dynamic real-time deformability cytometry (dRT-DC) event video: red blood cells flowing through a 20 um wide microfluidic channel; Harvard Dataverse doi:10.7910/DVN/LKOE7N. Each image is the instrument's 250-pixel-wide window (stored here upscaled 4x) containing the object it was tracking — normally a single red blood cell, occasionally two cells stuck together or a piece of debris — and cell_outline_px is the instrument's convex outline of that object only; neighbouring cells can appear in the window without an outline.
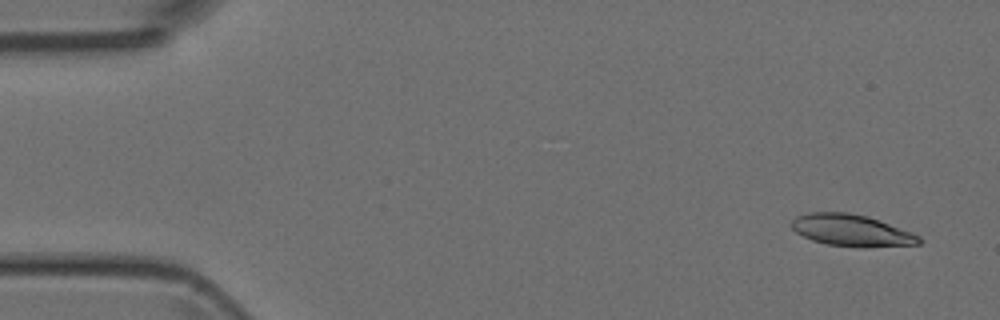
{"species": "Egyptian fruit bat (a non-hibernating species)", "species_latin": "Rousettus aegyptiacus", "temperature_condition": "room temperature", "stored_images_in_passage": 4, "camera_frame_rate_fps": 3000, "um_per_image_px": 0.085, "animal": {"sex": "female"}, "frame": {"image": 1, "passage_image": 1, "time_ms": 0.0, "image_size_px": [1000, 320], "cell_outline_px": [[924, 240], [920, 244], [864, 248], [828, 244], [812, 240], [796, 232], [792, 228], [792, 220], [796, 216], [808, 212], [848, 212], [868, 216], [912, 232], [920, 236]], "centroid_in_image_um": [72.42, 19.58], "position_along_channel_um": 12.6, "area_um2": 23.76}}
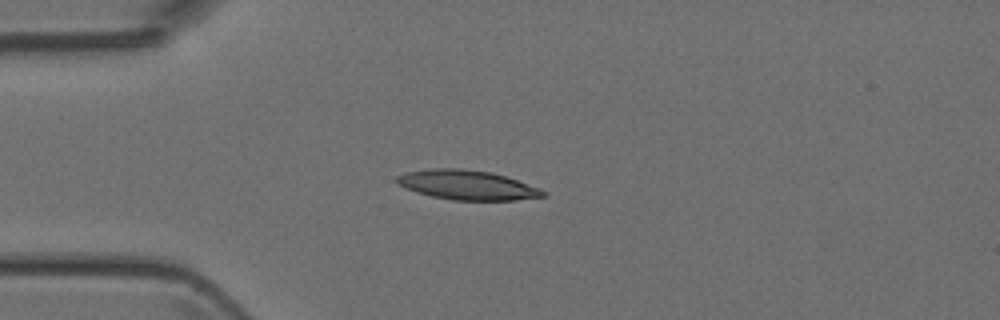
{"frame": {"image": 2, "passage_image": 4, "time_ms": 3.333, "image_size_px": [1000, 320], "cell_outline_px": [[548, 196], [516, 200], [452, 200], [432, 196], [416, 192], [404, 188], [396, 184], [392, 180], [396, 176], [404, 172], [432, 168], [460, 168], [492, 172], [540, 188]], "centroid_in_image_um": [39.64, 15.72], "position_along_channel_um": 45.4, "area_um2": 25.37}}